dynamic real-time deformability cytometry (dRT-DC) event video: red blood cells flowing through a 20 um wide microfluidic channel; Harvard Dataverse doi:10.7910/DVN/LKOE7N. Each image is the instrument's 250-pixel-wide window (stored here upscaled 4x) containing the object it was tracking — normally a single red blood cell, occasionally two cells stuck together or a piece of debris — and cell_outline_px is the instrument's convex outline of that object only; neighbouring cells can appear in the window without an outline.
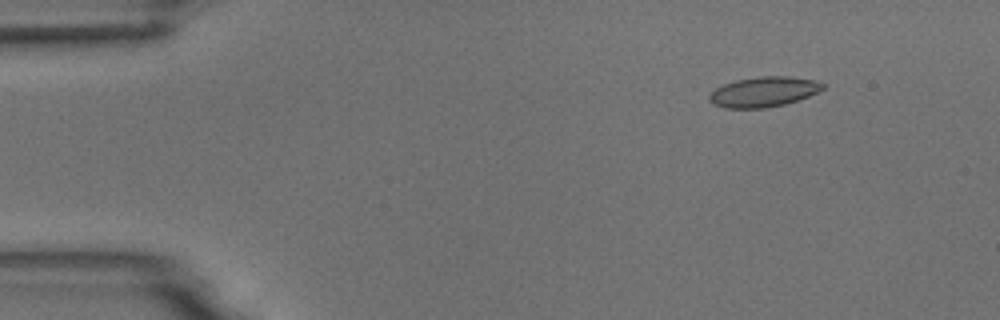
{"species": "common noctule bat (a hibernating species)", "species_latin": "Nyctalus noctula", "temperature_condition": "room temperature", "stored_images_in_passage": 6, "camera_frame_rate_fps": 3000, "um_per_image_px": 0.085, "animal": {"sex": "male", "body_mass_g": 18.8}, "frame": {"image": 1, "passage_image": 2, "time_ms": 1.333, "image_size_px": [1000, 320], "cell_outline_px": [[824, 88], [808, 96], [784, 104], [764, 108], [724, 108], [708, 100], [708, 96], [716, 88], [724, 84], [736, 80], [756, 76], [788, 76], [816, 80], [824, 84]], "centroid_in_image_um": [64.9, 7.79], "position_along_channel_um": 20.1, "area_um2": 19.77}}
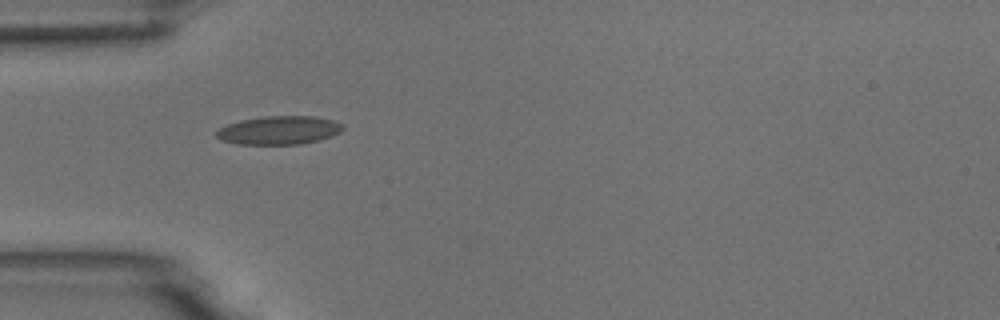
{"frame": {"image": 2, "passage_image": 5, "time_ms": 4.667, "image_size_px": [1000, 320], "cell_outline_px": [[344, 128], [340, 132], [332, 136], [300, 144], [236, 144], [220, 140], [216, 136], [216, 132], [220, 128], [228, 124], [240, 120], [264, 116], [312, 116], [332, 120], [344, 124]], "centroid_in_image_um": [23.71, 11.07], "position_along_channel_um": 61.3, "area_um2": 20.92}}